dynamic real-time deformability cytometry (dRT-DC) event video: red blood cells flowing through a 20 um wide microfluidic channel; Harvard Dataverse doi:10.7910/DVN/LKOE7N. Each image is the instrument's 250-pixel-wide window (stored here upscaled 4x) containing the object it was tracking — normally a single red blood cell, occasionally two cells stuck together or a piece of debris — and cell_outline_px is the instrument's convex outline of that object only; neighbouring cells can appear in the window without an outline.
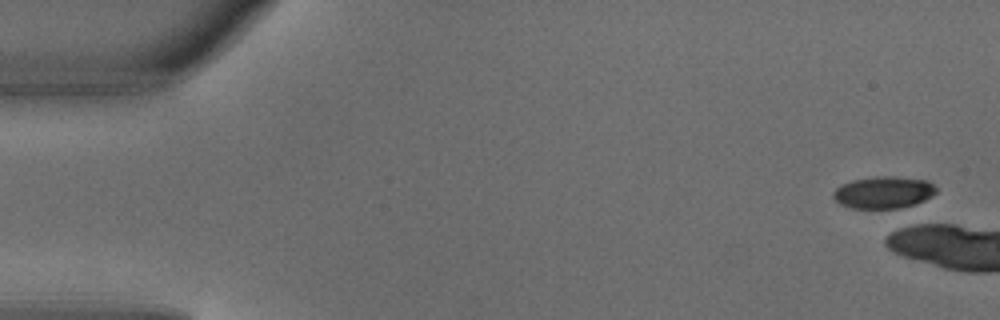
{"species": "common noctule bat (a hibernating species)", "species_latin": "Nyctalus noctula", "temperature_condition": "warm", "stored_images_in_passage": 8, "camera_frame_rate_fps": 3000, "um_per_image_px": 0.085, "animal": {"sex": "male", "body_mass_g": 18.8}, "frame": {"image": 1, "passage_image": 1, "time_ms": 0.0, "image_size_px": [1000, 320], "cell_outline_px": [[936, 192], [932, 196], [916, 204], [900, 208], [852, 208], [840, 204], [832, 196], [832, 192], [840, 184], [852, 180], [876, 176], [892, 176], [928, 180], [936, 188]], "centroid_in_image_um": [75.09, 16.35], "position_along_channel_um": 9.9, "area_um2": 19.31}}
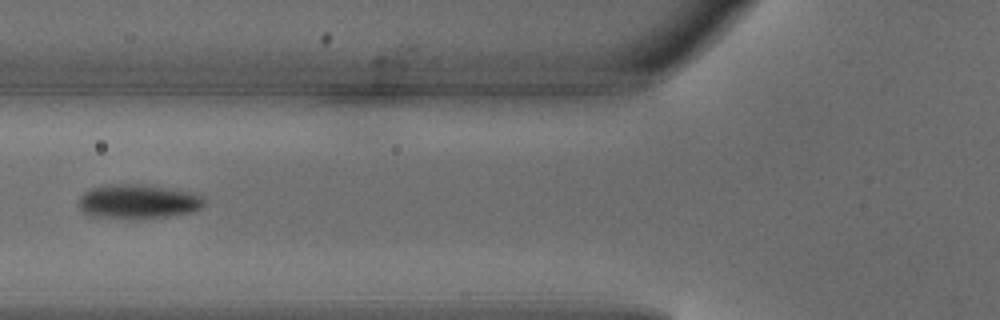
{"frame": {"image": 2, "passage_image": 7, "time_ms": 2.0, "image_size_px": [1000, 320], "cell_outline_px": [[204, 204], [196, 212], [172, 216], [92, 216], [84, 212], [80, 208], [80, 196], [84, 192], [92, 188], [124, 184], [136, 184], [200, 192], [204, 196]], "centroid_in_image_um": [11.87, 17.1], "position_along_channel_um": 113.9, "area_um2": 24.33}}
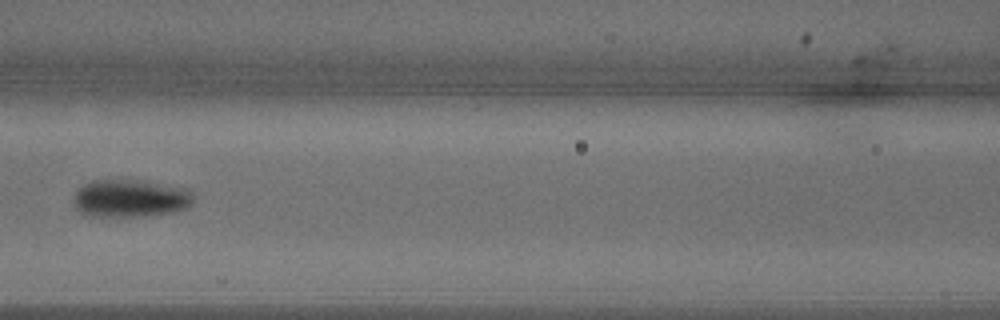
{"frame": {"image": 3, "passage_image": 8, "time_ms": 2.333, "image_size_px": [1000, 320], "cell_outline_px": [[192, 204], [188, 208], [172, 212], [148, 216], [92, 216], [80, 212], [72, 204], [72, 196], [76, 188], [92, 180], [124, 180], [188, 188], [192, 192]], "centroid_in_image_um": [11.01, 16.88], "position_along_channel_um": 155.6, "area_um2": 26.3}}